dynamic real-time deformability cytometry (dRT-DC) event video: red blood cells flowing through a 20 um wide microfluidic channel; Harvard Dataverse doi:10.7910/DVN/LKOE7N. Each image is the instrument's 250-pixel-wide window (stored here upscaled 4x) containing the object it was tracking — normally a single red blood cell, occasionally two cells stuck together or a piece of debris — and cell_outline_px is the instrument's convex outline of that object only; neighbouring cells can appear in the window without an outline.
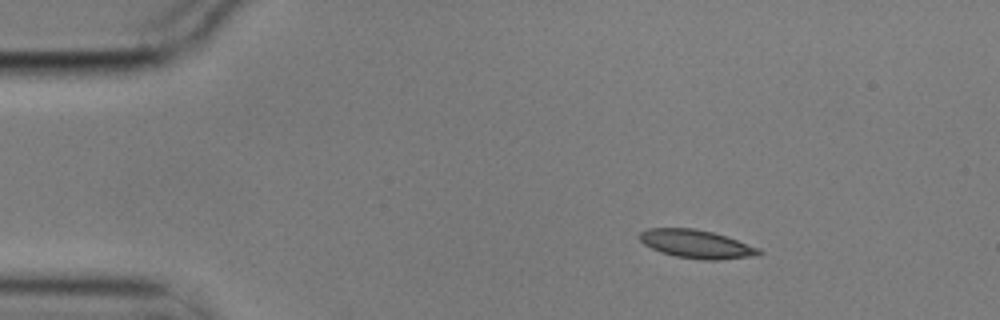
{"species": "common noctule bat (a hibernating species)", "species_latin": "Nyctalus noctula", "temperature_condition": "cold", "stored_images_in_passage": 4, "camera_frame_rate_fps": 3000, "um_per_image_px": 0.085, "animal": {"sex": "male", "body_mass_g": 17.9}, "frame": {"image": 1, "passage_image": 1, "time_ms": 0.0, "image_size_px": [1000, 320], "cell_outline_px": [[764, 252], [760, 256], [720, 260], [704, 260], [676, 256], [660, 252], [644, 244], [640, 240], [640, 232], [648, 228], [696, 228], [712, 232], [760, 248]], "centroid_in_image_um": [59.24, 20.75], "position_along_channel_um": 25.8, "area_um2": 19.77}}
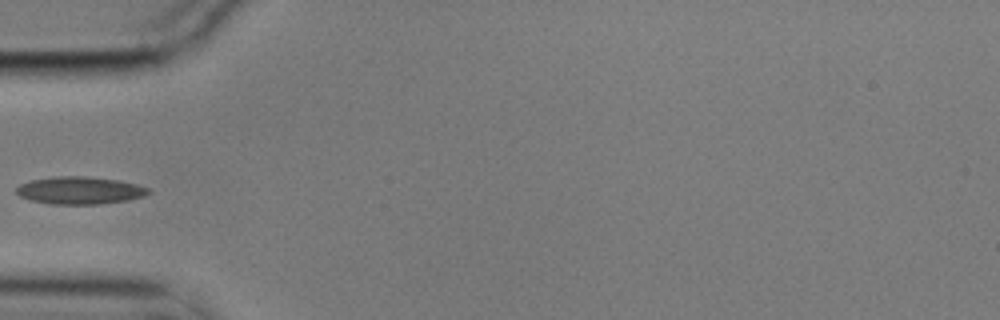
{"frame": {"image": 2, "passage_image": 4, "time_ms": 1.0, "image_size_px": [1000, 320], "cell_outline_px": [[152, 192], [144, 196], [128, 200], [100, 204], [52, 204], [28, 200], [20, 196], [16, 192], [16, 188], [20, 184], [32, 180], [56, 176], [88, 176], [116, 180], [136, 184], [148, 188]], "centroid_in_image_um": [6.78, 16.19], "position_along_channel_um": 78.2, "area_um2": 21.15}}